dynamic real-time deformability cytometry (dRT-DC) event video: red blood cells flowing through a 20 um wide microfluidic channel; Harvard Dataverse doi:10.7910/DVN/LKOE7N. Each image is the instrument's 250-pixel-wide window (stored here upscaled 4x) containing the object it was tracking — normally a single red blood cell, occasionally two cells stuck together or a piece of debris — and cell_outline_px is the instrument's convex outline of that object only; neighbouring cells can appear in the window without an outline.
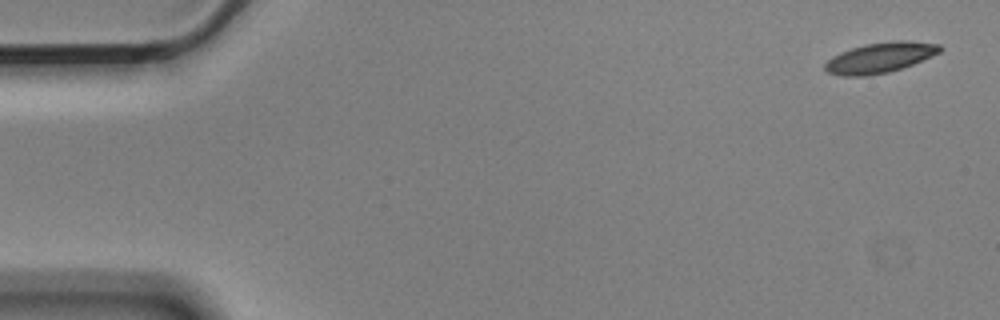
{"species": "Egyptian fruit bat (a non-hibernating species)", "species_latin": "Rousettus aegyptiacus", "temperature_condition": "cold", "stored_images_in_passage": 5, "camera_frame_rate_fps": 3000, "um_per_image_px": 0.085, "animal": {"sex": "male"}, "frame": {"image": 1, "passage_image": 1, "time_ms": 0.0, "image_size_px": [1000, 320], "cell_outline_px": [[940, 52], [932, 56], [912, 64], [888, 72], [868, 76], [840, 76], [828, 72], [824, 68], [824, 64], [832, 56], [840, 52], [864, 44], [892, 40], [908, 40], [940, 44]], "centroid_in_image_um": [74.78, 4.89], "position_along_channel_um": 10.2, "area_um2": 20.35}}
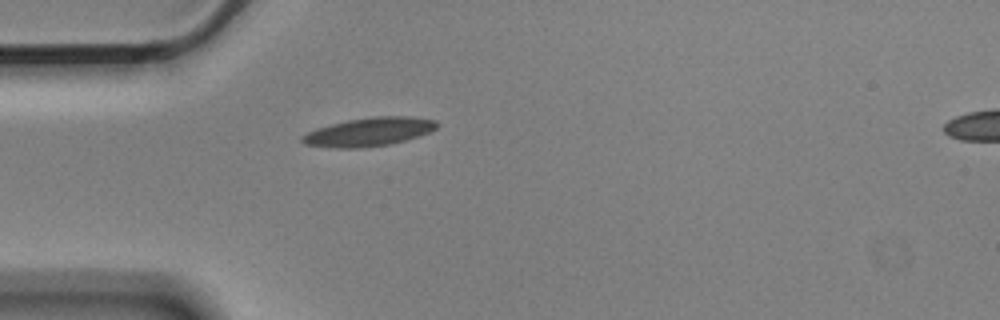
{"frame": {"image": 2, "passage_image": 5, "time_ms": 1.333, "image_size_px": [1000, 320], "cell_outline_px": [[440, 124], [436, 128], [428, 132], [404, 140], [388, 144], [360, 148], [336, 148], [304, 144], [300, 140], [300, 136], [316, 128], [348, 120], [372, 116], [408, 116], [436, 120]], "centroid_in_image_um": [31.34, 11.2], "position_along_channel_um": 53.7, "area_um2": 22.25}}